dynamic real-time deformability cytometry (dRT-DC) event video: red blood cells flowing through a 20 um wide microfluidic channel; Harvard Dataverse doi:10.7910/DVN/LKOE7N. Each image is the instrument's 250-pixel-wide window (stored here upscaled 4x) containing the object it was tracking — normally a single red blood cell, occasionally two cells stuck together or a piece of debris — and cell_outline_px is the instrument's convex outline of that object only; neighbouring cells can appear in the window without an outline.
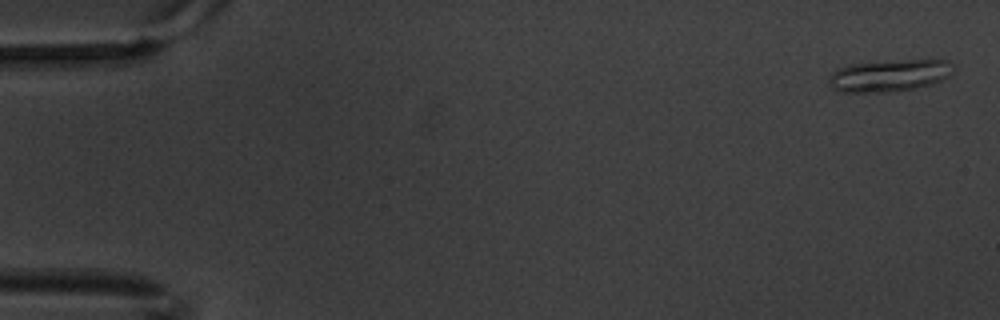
{"species": "common noctule bat (a hibernating species)", "species_latin": "Nyctalus noctula", "temperature_condition": "warm", "stored_images_in_passage": 6, "camera_frame_rate_fps": 3000, "um_per_image_px": 0.085, "animal": {"sex": "male", "body_mass_g": 20.1, "forearm_length_mm": 53.5}, "frame": {"image": 1, "passage_image": 1, "time_ms": 0.0, "image_size_px": [1000, 320], "cell_outline_px": [[956, 68], [944, 80], [932, 84], [916, 88], [884, 92], [840, 92], [832, 88], [828, 80], [832, 72], [836, 68], [848, 64], [908, 60], [948, 60]], "centroid_in_image_um": [75.6, 6.42], "position_along_channel_um": 9.4, "area_um2": 23.29}}
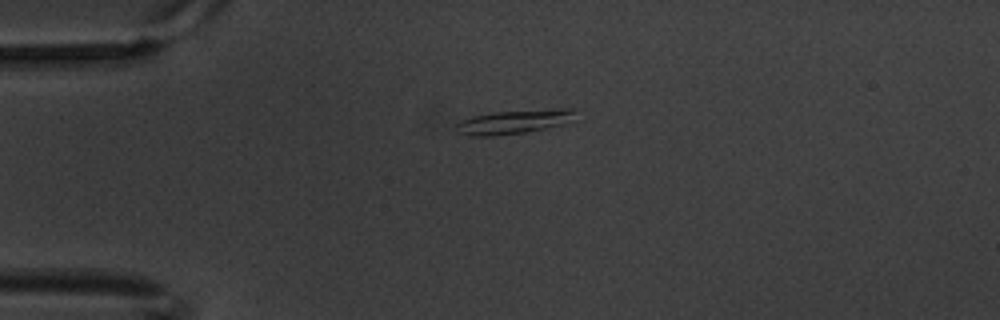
{"frame": {"image": 2, "passage_image": 4, "time_ms": 1.0, "image_size_px": [1000, 320], "cell_outline_px": [[576, 120], [564, 124], [524, 132], [492, 136], [468, 136], [456, 132], [456, 124], [460, 120], [472, 116], [492, 112], [556, 108], [572, 108]], "centroid_in_image_um": [43.67, 10.34], "position_along_channel_um": 41.3, "area_um2": 16.88}}